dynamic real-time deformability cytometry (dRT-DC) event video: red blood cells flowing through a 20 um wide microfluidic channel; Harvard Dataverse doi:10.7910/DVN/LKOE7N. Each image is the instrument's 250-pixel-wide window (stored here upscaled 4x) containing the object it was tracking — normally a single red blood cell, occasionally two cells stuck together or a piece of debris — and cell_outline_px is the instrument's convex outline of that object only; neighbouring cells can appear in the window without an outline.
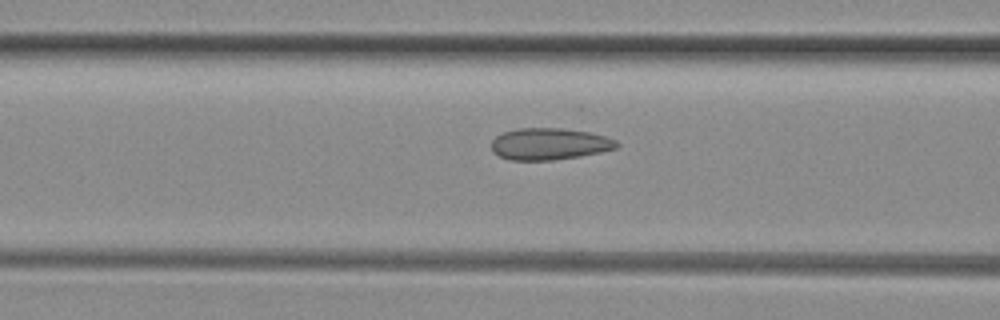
{"species": "common noctule bat (a hibernating species)", "species_latin": "Nyctalus noctula", "temperature_condition": "room temperature", "stored_images_in_passage": 34, "camera_frame_rate_fps": 3000, "um_per_image_px": 0.085, "animal": {"sex": "female", "body_mass_g": 29.2, "forearm_length_mm": 56.3}, "frame": {"image": 1, "passage_image": 13, "time_ms": 4.0, "image_size_px": [1000, 320], "cell_outline_px": [[620, 144], [616, 148], [600, 152], [580, 156], [552, 160], [508, 160], [492, 152], [492, 140], [496, 136], [504, 132], [516, 128], [560, 128], [588, 132], [604, 136], [616, 140]], "centroid_in_image_um": [46.68, 12.23], "position_along_channel_um": 119.9, "area_um2": 23.12}}
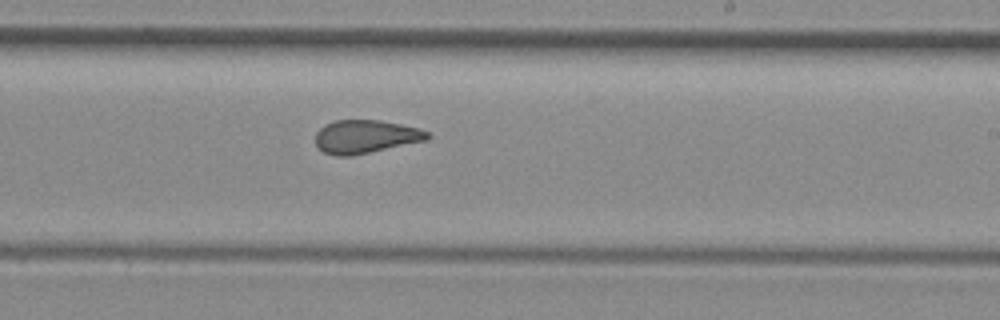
{"frame": {"image": 2, "passage_image": 23, "time_ms": 7.333, "image_size_px": [1000, 320], "cell_outline_px": [[432, 136], [428, 140], [352, 156], [336, 156], [324, 152], [316, 144], [316, 132], [324, 124], [336, 120], [380, 120], [420, 128], [432, 132]], "centroid_in_image_um": [31.13, 11.61], "position_along_channel_um": 257.9, "area_um2": 21.96}}
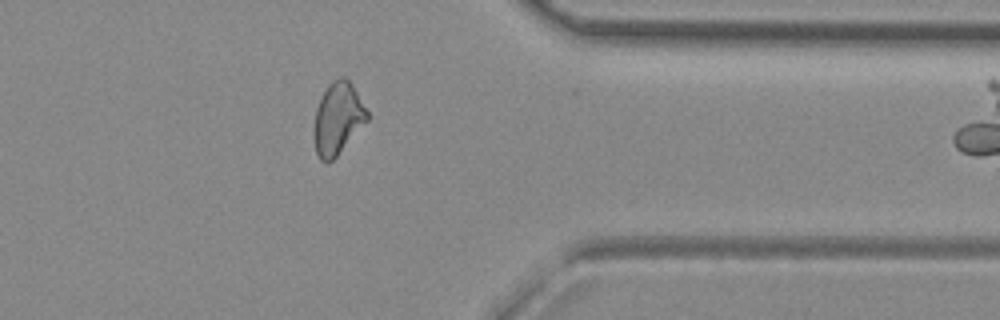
{"frame": {"image": 3, "passage_image": 33, "time_ms": 10.667, "image_size_px": [1000, 320], "cell_outline_px": [[368, 120], [336, 156], [328, 164], [324, 164], [320, 160], [316, 152], [316, 108], [328, 84], [332, 80], [340, 76], [344, 76], [352, 84], [368, 112]], "centroid_in_image_um": [28.74, 10.06], "position_along_channel_um": 382.7, "area_um2": 21.73}}